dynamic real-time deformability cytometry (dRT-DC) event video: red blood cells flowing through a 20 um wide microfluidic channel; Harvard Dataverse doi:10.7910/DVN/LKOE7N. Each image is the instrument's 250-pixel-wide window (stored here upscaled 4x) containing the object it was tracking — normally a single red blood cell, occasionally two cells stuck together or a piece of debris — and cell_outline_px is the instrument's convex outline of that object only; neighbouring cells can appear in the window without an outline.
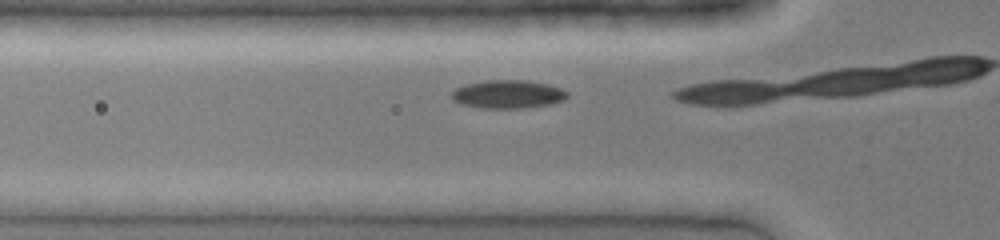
{"species": "common noctule bat (a hibernating species)", "species_latin": "Nyctalus noctula", "temperature_condition": "cold", "stored_images_in_passage": 6, "camera_frame_rate_fps": 3000, "um_per_image_px": 0.085, "animal": {"sex": "female", "body_mass_g": 19.0, "forearm_length_mm": 51.5}, "frame": {"image": 1, "passage_image": 5, "time_ms": 1.333, "image_size_px": [1000, 240], "cell_outline_px": [[568, 96], [564, 100], [548, 104], [524, 108], [480, 108], [460, 104], [452, 100], [452, 92], [456, 88], [468, 84], [488, 80], [528, 80], [548, 84], [560, 88], [568, 92]], "centroid_in_image_um": [43.17, 8.01], "position_along_channel_um": 82.6, "area_um2": 19.02}}